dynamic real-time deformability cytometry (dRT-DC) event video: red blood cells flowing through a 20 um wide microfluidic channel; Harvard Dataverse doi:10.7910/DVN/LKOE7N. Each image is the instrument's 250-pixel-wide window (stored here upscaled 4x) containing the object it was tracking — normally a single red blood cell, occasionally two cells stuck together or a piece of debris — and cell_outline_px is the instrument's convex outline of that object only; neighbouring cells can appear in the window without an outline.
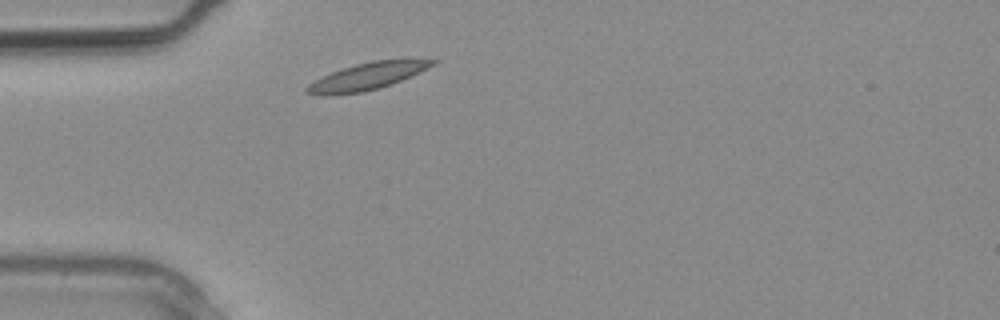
{"species": "common noctule bat (a hibernating species)", "species_latin": "Nyctalus noctula", "temperature_condition": "warm", "stored_images_in_passage": 1, "camera_frame_rate_fps": 3000, "um_per_image_px": 0.085, "animal": {"sex": "male", "body_mass_g": 20.4}, "frame": {"image": 1, "passage_image": 1, "time_ms": 0.0, "image_size_px": [1000, 320], "cell_outline_px": [[440, 60], [436, 64], [392, 84], [380, 88], [364, 92], [324, 96], [304, 92], [304, 88], [308, 84], [332, 72], [356, 64], [372, 60]], "centroid_in_image_um": [31.16, 6.51], "position_along_channel_um": 53.8, "area_um2": 19.48}}